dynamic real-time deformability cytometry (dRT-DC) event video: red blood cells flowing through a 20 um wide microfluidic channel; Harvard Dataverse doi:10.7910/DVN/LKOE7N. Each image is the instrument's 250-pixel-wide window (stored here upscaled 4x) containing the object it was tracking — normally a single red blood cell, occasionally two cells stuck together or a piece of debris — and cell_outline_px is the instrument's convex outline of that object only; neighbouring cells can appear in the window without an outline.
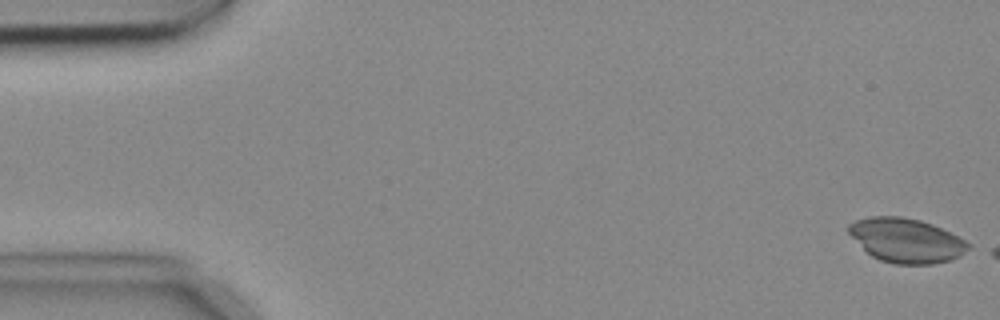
{"species": "common noctule bat (a hibernating species)", "species_latin": "Nyctalus noctula", "temperature_condition": "cold", "stored_images_in_passage": 5, "camera_frame_rate_fps": 3000, "um_per_image_px": 0.085, "animal": {"sex": "female", "body_mass_g": 18.4}, "frame": {"image": 1, "passage_image": 1, "time_ms": 0.0, "image_size_px": [1000, 320], "cell_outline_px": [[972, 248], [960, 256], [952, 260], [932, 264], [896, 264], [880, 260], [872, 256], [848, 232], [848, 224], [856, 220], [872, 216], [900, 216], [920, 220], [932, 224], [972, 244]], "centroid_in_image_um": [77.07, 20.44], "position_along_channel_um": 7.9, "area_um2": 30.69}}